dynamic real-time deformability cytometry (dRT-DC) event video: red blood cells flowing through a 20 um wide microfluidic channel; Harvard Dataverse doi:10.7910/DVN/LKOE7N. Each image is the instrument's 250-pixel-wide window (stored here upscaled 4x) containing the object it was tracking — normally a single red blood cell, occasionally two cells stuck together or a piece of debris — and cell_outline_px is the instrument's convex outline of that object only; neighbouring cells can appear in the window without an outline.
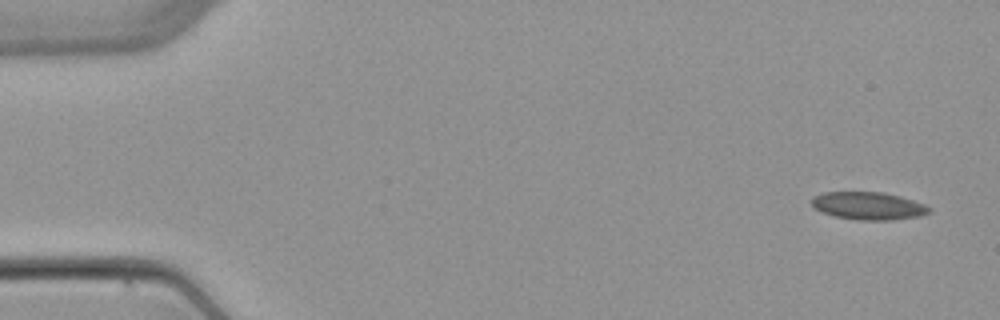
{"species": "common noctule bat (a hibernating species)", "species_latin": "Nyctalus noctula", "temperature_condition": "warm", "stored_images_in_passage": 5, "camera_frame_rate_fps": 3000, "um_per_image_px": 0.085, "animal": {"sex": "female", "body_mass_g": 22.7, "forearm_length_mm": 54.2}, "frame": {"image": 1, "passage_image": 1, "time_ms": 0.0, "image_size_px": [1000, 320], "cell_outline_px": [[932, 212], [920, 216], [892, 220], [860, 220], [836, 216], [824, 212], [816, 208], [812, 204], [812, 196], [824, 192], [884, 192], [900, 196], [924, 204], [932, 208]], "centroid_in_image_um": [73.86, 17.49], "position_along_channel_um": 11.1, "area_um2": 18.9}}